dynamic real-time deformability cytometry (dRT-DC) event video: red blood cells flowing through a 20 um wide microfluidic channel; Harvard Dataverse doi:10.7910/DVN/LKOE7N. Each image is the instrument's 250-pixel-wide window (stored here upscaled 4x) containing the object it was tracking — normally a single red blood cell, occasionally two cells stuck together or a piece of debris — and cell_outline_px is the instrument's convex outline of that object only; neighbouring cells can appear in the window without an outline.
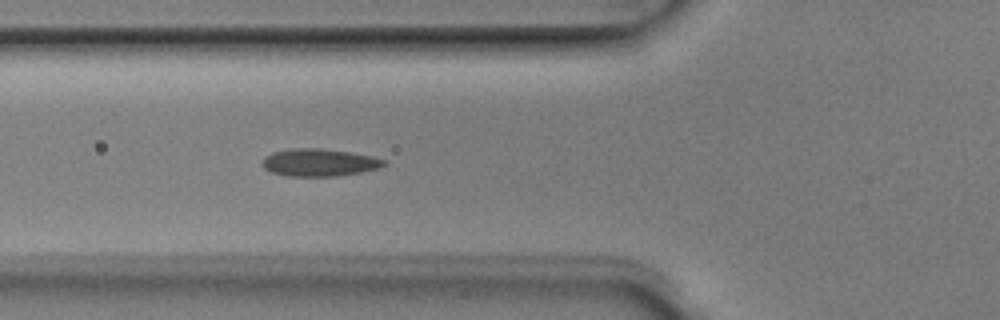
{"species": "Egyptian fruit bat (a non-hibernating species)", "species_latin": "Rousettus aegyptiacus", "temperature_condition": "room temperature", "stored_images_in_passage": 2, "camera_frame_rate_fps": 3000, "um_per_image_px": 0.085, "animal": {"sex": "male"}, "frame": {"image": 1, "passage_image": 2, "time_ms": 0.333, "image_size_px": [1000, 320], "cell_outline_px": [[388, 164], [380, 168], [360, 172], [336, 176], [284, 176], [272, 172], [264, 168], [264, 156], [272, 152], [288, 148], [320, 148], [348, 152], [372, 156], [388, 160]], "centroid_in_image_um": [27.16, 13.81], "position_along_channel_um": 98.6, "area_um2": 19.59}}